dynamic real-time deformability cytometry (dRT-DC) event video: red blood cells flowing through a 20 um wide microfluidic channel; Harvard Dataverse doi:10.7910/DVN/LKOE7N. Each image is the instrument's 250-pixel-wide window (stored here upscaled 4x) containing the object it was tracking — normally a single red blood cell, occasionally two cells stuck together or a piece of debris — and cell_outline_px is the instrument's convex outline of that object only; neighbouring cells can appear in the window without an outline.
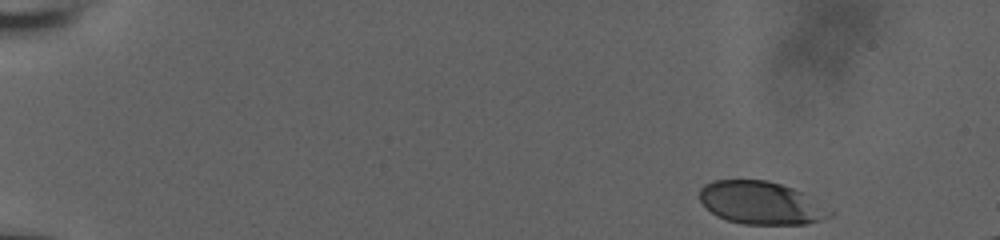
{"species": "human", "species_latin": "Homo sapiens", "temperature_condition": "room temperature", "stored_images_in_passage": 50, "camera_frame_rate_fps": 3000, "um_per_image_px": 0.085, "donor": {"sex": "male"}, "frame": {"image": 1, "passage_image": 1, "time_ms": 0.0, "image_size_px": [1000, 240], "cell_outline_px": [[836, 212], [832, 216], [820, 220], [804, 224], [744, 224], [728, 220], [716, 216], [700, 200], [700, 188], [704, 184], [712, 180], [768, 180], [804, 192]], "centroid_in_image_um": [64.73, 17.24], "position_along_channel_um": 20.3, "area_um2": 32.66}}
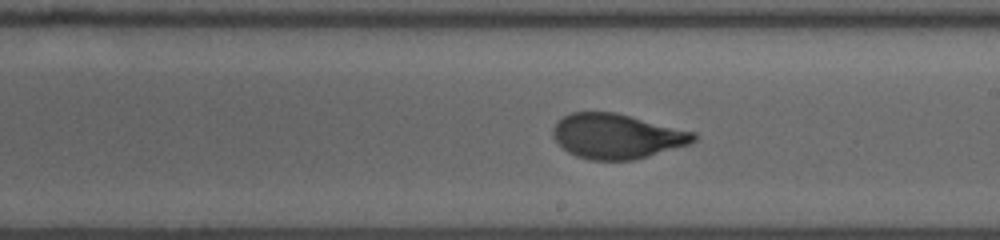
{"frame": {"image": 2, "passage_image": 29, "time_ms": 9.333, "image_size_px": [1000, 240], "cell_outline_px": [[696, 140], [688, 144], [648, 156], [632, 160], [588, 160], [576, 156], [568, 152], [552, 136], [552, 128], [564, 116], [572, 112], [616, 112], [696, 132]], "centroid_in_image_um": [52.43, 11.57], "position_along_channel_um": 236.6, "area_um2": 36.65}}
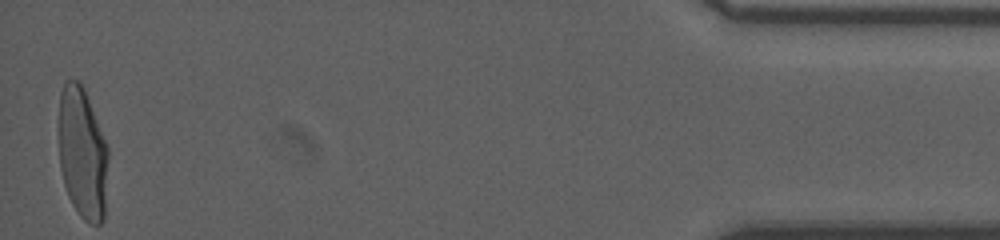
{"frame": {"image": 3, "passage_image": 50, "time_ms": 16.333, "image_size_px": [1000, 240], "cell_outline_px": [[108, 160], [104, 220], [100, 224], [88, 224], [80, 216], [72, 204], [68, 196], [64, 184], [60, 168], [60, 92], [64, 84], [68, 80], [80, 80], [84, 88], [108, 148]], "centroid_in_image_um": [7.02, 13.07], "position_along_channel_um": 428.2, "area_um2": 37.8}, "authors_computed_cell_mechanics": {"area_um2": 36.7897, "velocity_mm_per_s": 3.8696, "shape_relaxation_time_tau1_ms": 4.5315, "shape_relaxation_time_tau2_ms": null, "deformation_change_tau1": 0.2018, "deformation_change_tau2": null}}